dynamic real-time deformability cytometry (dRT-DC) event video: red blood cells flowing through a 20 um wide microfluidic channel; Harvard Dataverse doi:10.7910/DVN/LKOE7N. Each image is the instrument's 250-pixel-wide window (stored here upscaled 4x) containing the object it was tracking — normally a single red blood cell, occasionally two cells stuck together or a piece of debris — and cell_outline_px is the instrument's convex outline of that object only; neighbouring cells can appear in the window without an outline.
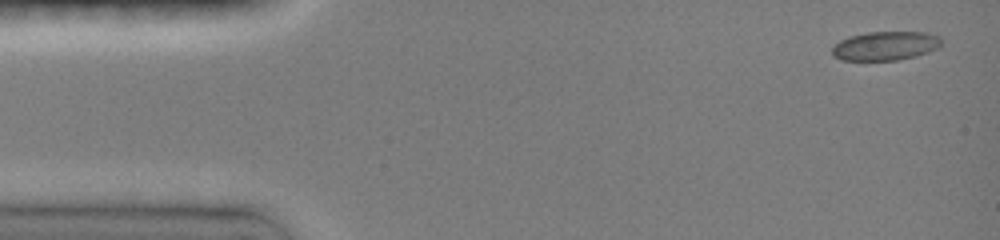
{"species": "common noctule bat (a hibernating species)", "species_latin": "Nyctalus noctula", "temperature_condition": "room temperature", "stored_images_in_passage": 13, "camera_frame_rate_fps": 3000, "um_per_image_px": 0.085, "animal": {"sex": "female", "body_mass_g": 19.0, "forearm_length_mm": 51.5}, "frame": {"image": 1, "passage_image": 1, "time_ms": 0.0, "image_size_px": [1000, 240], "cell_outline_px": [[940, 44], [936, 48], [928, 52], [916, 56], [896, 60], [840, 60], [832, 56], [832, 48], [840, 40], [848, 36], [868, 32], [928, 32], [940, 36]], "centroid_in_image_um": [75.23, 3.89], "position_along_channel_um": 9.8, "area_um2": 18.44}}
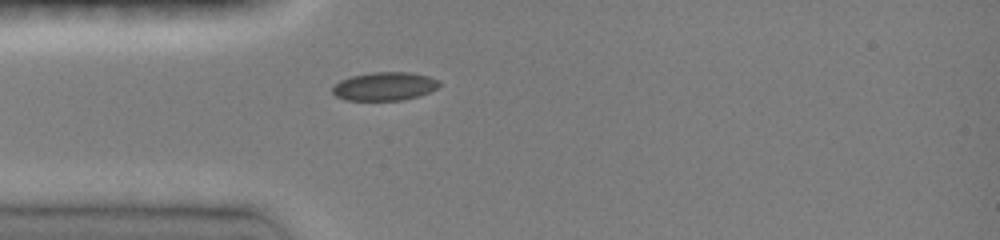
{"frame": {"image": 2, "passage_image": 7, "time_ms": 3.667, "image_size_px": [1000, 240], "cell_outline_px": [[440, 84], [436, 88], [428, 92], [416, 96], [400, 100], [344, 100], [336, 96], [332, 92], [332, 84], [340, 80], [352, 76], [372, 72], [412, 72], [428, 76], [440, 80]], "centroid_in_image_um": [32.65, 7.33], "position_along_channel_um": 52.4, "area_um2": 17.69}}
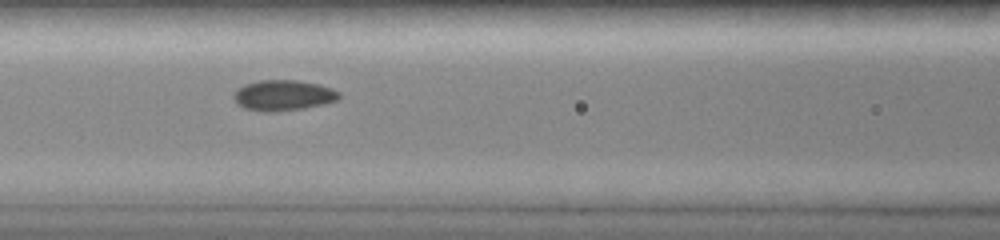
{"frame": {"image": 3, "passage_image": 10, "time_ms": 6.0, "image_size_px": [1000, 240], "cell_outline_px": [[340, 96], [336, 100], [324, 104], [304, 108], [272, 112], [264, 112], [244, 108], [232, 96], [236, 88], [244, 84], [260, 80], [296, 80], [320, 84], [332, 88], [340, 92]], "centroid_in_image_um": [24.08, 8.09], "position_along_channel_um": 142.5, "area_um2": 18.84}}